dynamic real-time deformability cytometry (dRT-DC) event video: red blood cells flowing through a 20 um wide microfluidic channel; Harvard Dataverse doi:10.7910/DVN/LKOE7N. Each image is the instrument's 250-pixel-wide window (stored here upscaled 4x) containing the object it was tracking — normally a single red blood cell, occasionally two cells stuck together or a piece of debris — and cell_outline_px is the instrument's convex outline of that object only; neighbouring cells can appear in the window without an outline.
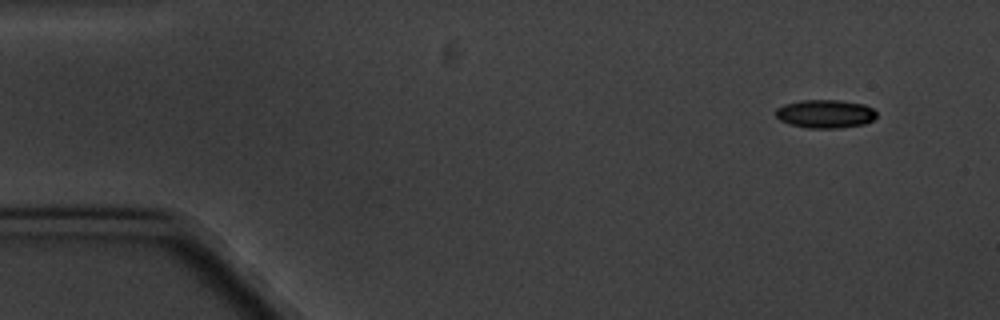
{"species": "common noctule bat (a hibernating species)", "species_latin": "Nyctalus noctula", "temperature_condition": "cold", "stored_images_in_passage": 4, "camera_frame_rate_fps": 3000, "um_per_image_px": 0.085, "animal": {"sex": "male", "body_mass_g": 20.1, "forearm_length_mm": 53.5}, "frame": {"image": 1, "passage_image": 1, "time_ms": 0.0, "image_size_px": [1000, 320], "cell_outline_px": [[876, 116], [872, 120], [864, 124], [840, 128], [808, 128], [788, 124], [780, 120], [776, 116], [776, 108], [784, 104], [800, 100], [840, 100], [864, 104], [872, 108], [876, 112]], "centroid_in_image_um": [70.13, 9.67], "position_along_channel_um": 14.9, "area_um2": 16.76}}
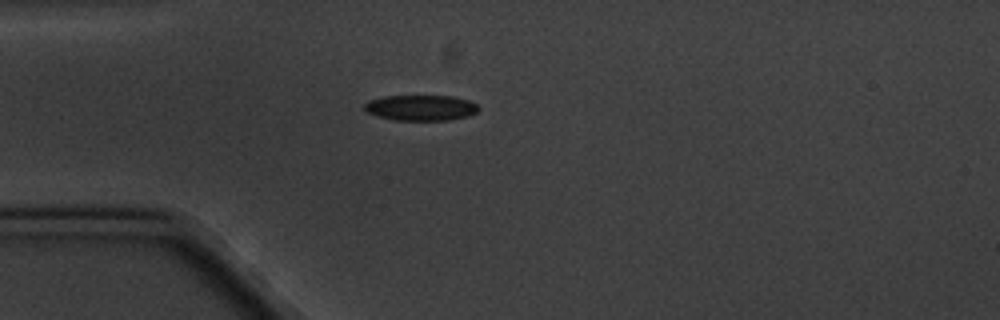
{"frame": {"image": 2, "passage_image": 4, "time_ms": 3.667, "image_size_px": [1000, 320], "cell_outline_px": [[480, 108], [476, 112], [468, 116], [448, 120], [392, 120], [376, 116], [368, 112], [364, 108], [364, 104], [368, 100], [384, 96], [452, 96], [468, 100], [476, 104]], "centroid_in_image_um": [35.75, 9.16], "position_along_channel_um": 49.3, "area_um2": 17.05}}